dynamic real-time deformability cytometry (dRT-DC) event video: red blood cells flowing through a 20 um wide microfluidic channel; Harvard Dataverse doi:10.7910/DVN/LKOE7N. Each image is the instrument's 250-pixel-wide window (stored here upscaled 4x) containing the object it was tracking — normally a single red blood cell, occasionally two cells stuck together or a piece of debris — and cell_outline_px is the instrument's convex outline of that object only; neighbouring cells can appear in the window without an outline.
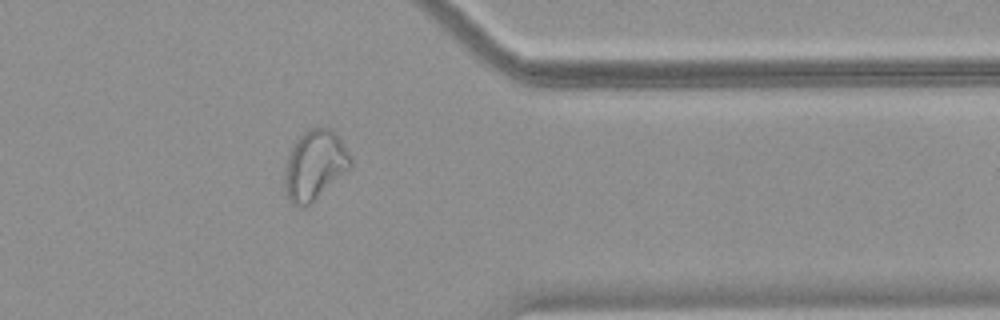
{"species": "common noctule bat (a hibernating species)", "species_latin": "Nyctalus noctula", "temperature_condition": "warm", "stored_images_in_passage": 31, "camera_frame_rate_fps": 3000, "um_per_image_px": 0.085, "animal": {"sex": "female", "body_mass_g": 18.4}, "frame": {"image": 1, "passage_image": 27, "time_ms": 8.667, "image_size_px": [1000, 320], "cell_outline_px": [[352, 164], [312, 204], [304, 208], [300, 208], [292, 204], [288, 200], [284, 188], [284, 168], [292, 144], [304, 132], [312, 128], [328, 124], [336, 132], [352, 156]], "centroid_in_image_um": [26.73, 14.03], "position_along_channel_um": 384.7, "area_um2": 27.34}}